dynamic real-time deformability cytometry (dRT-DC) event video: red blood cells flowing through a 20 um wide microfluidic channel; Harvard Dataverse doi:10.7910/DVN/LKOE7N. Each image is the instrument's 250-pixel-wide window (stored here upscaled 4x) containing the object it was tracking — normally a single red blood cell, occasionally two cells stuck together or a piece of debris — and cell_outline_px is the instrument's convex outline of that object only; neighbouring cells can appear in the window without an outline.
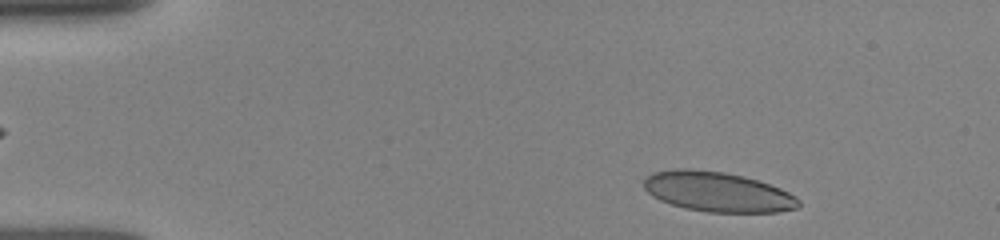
{"species": "human", "species_latin": "Homo sapiens", "temperature_condition": "room temperature", "stored_images_in_passage": 29, "camera_frame_rate_fps": 3000, "um_per_image_px": 0.085, "donor": {"sex": "female"}, "frame": {"image": 1, "passage_image": 2, "time_ms": 0.333, "image_size_px": [1000, 240], "cell_outline_px": [[800, 204], [796, 208], [776, 212], [708, 212], [684, 208], [660, 200], [652, 196], [644, 188], [644, 180], [652, 172], [672, 168], [692, 168], [724, 172], [744, 176], [780, 188], [796, 196], [800, 200]], "centroid_in_image_um": [60.97, 16.29], "position_along_channel_um": 24.0, "area_um2": 36.07}}
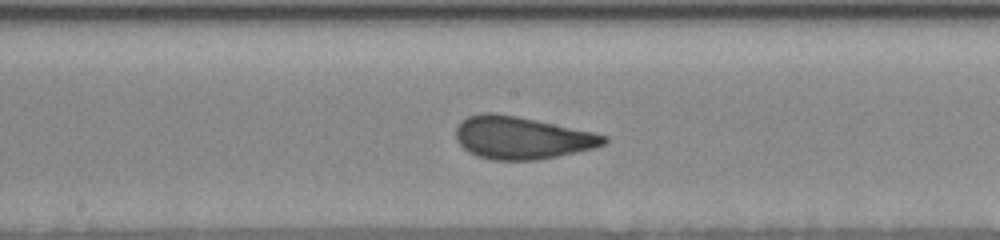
{"frame": {"image": 2, "passage_image": 17, "time_ms": 5.333, "image_size_px": [1000, 240], "cell_outline_px": [[608, 140], [604, 144], [592, 148], [576, 152], [536, 160], [496, 160], [480, 156], [468, 152], [456, 140], [456, 124], [460, 120], [468, 116], [480, 112], [496, 112], [536, 120], [592, 132], [608, 136]], "centroid_in_image_um": [44.29, 11.69], "position_along_channel_um": 203.9, "area_um2": 36.53}}
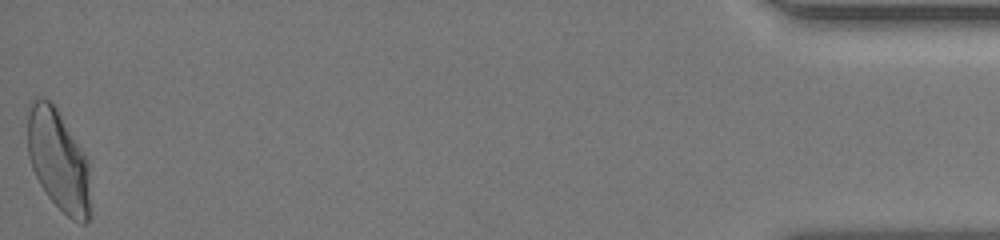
{"frame": {"image": 3, "passage_image": 29, "time_ms": 9.333, "image_size_px": [1000, 240], "cell_outline_px": [[88, 220], [84, 224], [80, 224], [72, 220], [48, 196], [40, 184], [32, 168], [28, 156], [28, 112], [32, 100], [40, 96], [48, 100], [56, 108], [88, 160]], "centroid_in_image_um": [4.93, 13.61], "position_along_channel_um": 430.3, "area_um2": 36.24}}